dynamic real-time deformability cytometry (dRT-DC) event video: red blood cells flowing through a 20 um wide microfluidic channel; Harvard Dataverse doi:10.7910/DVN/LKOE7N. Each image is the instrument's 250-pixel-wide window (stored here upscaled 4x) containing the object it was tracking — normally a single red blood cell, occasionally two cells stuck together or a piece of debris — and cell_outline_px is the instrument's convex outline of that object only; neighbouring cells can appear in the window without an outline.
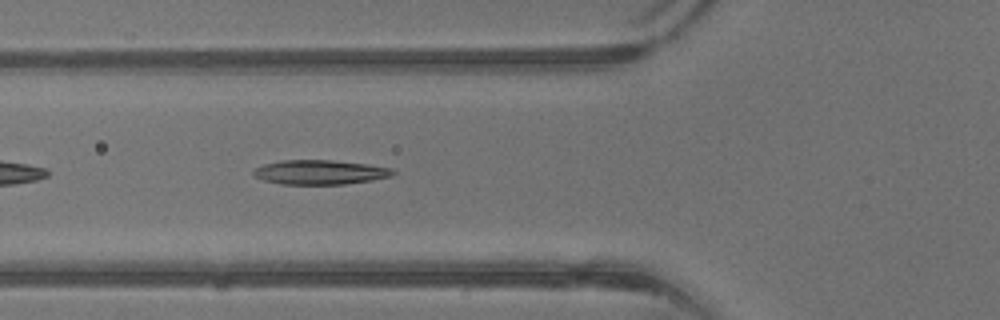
{"species": "common noctule bat (a hibernating species)", "species_latin": "Nyctalus noctula", "temperature_condition": "warm", "stored_images_in_passage": 31, "camera_frame_rate_fps": 3000, "um_per_image_px": 0.085, "animal": {"sex": "male", "body_mass_g": 13.3}, "frame": {"image": 1, "passage_image": 5, "time_ms": 1.333, "image_size_px": [1000, 320], "cell_outline_px": [[396, 172], [392, 176], [372, 180], [344, 184], [280, 184], [264, 180], [256, 176], [252, 172], [256, 168], [264, 164], [280, 160], [332, 160], [368, 164], [392, 168]], "centroid_in_image_um": [27.23, 14.63], "position_along_channel_um": 98.6, "area_um2": 19.83}}
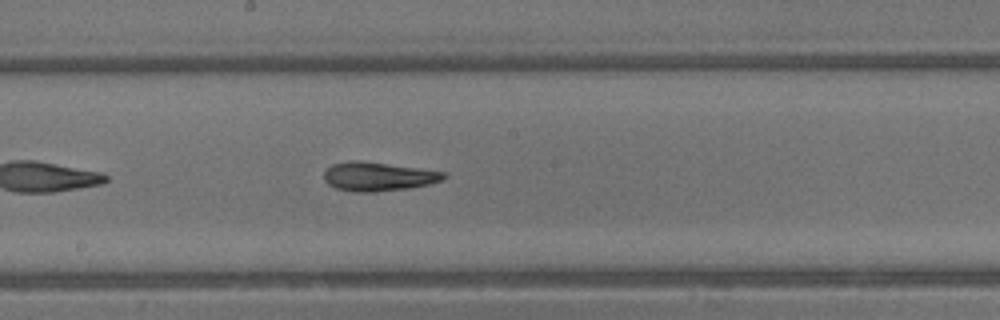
{"frame": {"image": 2, "passage_image": 12, "time_ms": 3.667, "image_size_px": [1000, 320], "cell_outline_px": [[448, 176], [440, 180], [428, 184], [408, 188], [372, 192], [352, 192], [336, 188], [328, 184], [324, 180], [324, 172], [332, 164], [384, 164], [448, 172]], "centroid_in_image_um": [32.2, 15.06], "position_along_channel_um": 216.0, "area_um2": 19.07}}
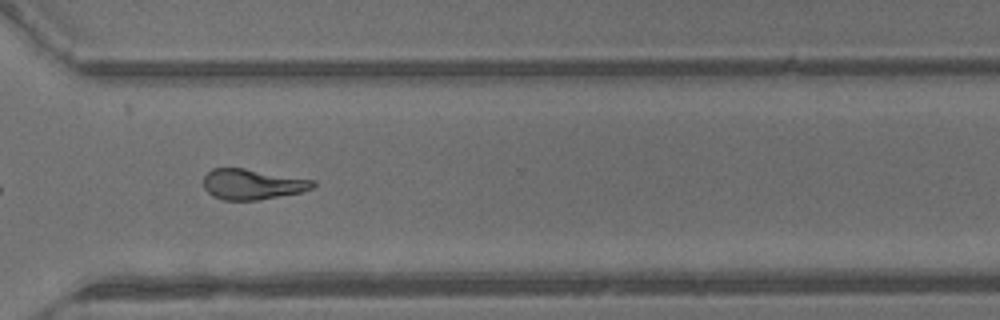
{"frame": {"image": 3, "passage_image": 20, "time_ms": 6.333, "image_size_px": [1000, 320], "cell_outline_px": [[316, 184], [312, 188], [300, 192], [256, 200], [224, 200], [212, 196], [204, 188], [204, 176], [212, 168], [244, 168], [316, 180]], "centroid_in_image_um": [21.44, 15.65], "position_along_channel_um": 349.2, "area_um2": 19.36}}